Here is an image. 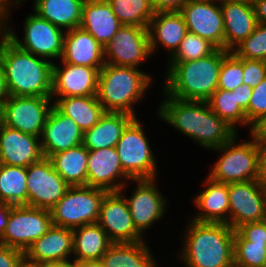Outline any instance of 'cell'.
Segmentation results:
<instances>
[{
    "mask_svg": "<svg viewBox=\"0 0 266 267\" xmlns=\"http://www.w3.org/2000/svg\"><path fill=\"white\" fill-rule=\"evenodd\" d=\"M229 52L216 49L209 56L197 60L169 62L164 92L180 100L207 102L218 89L222 61Z\"/></svg>",
    "mask_w": 266,
    "mask_h": 267,
    "instance_id": "4",
    "label": "cell"
},
{
    "mask_svg": "<svg viewBox=\"0 0 266 267\" xmlns=\"http://www.w3.org/2000/svg\"><path fill=\"white\" fill-rule=\"evenodd\" d=\"M187 32L186 23L179 11L156 12L148 26L151 53L161 44L170 50L169 57L172 56Z\"/></svg>",
    "mask_w": 266,
    "mask_h": 267,
    "instance_id": "26",
    "label": "cell"
},
{
    "mask_svg": "<svg viewBox=\"0 0 266 267\" xmlns=\"http://www.w3.org/2000/svg\"><path fill=\"white\" fill-rule=\"evenodd\" d=\"M179 12L189 32L208 40L217 49H224V21L220 2L217 5V1L213 0H188Z\"/></svg>",
    "mask_w": 266,
    "mask_h": 267,
    "instance_id": "16",
    "label": "cell"
},
{
    "mask_svg": "<svg viewBox=\"0 0 266 267\" xmlns=\"http://www.w3.org/2000/svg\"><path fill=\"white\" fill-rule=\"evenodd\" d=\"M12 207L13 206L8 203L0 202V239L2 238V235L7 227Z\"/></svg>",
    "mask_w": 266,
    "mask_h": 267,
    "instance_id": "50",
    "label": "cell"
},
{
    "mask_svg": "<svg viewBox=\"0 0 266 267\" xmlns=\"http://www.w3.org/2000/svg\"><path fill=\"white\" fill-rule=\"evenodd\" d=\"M89 150L83 145L57 152L48 157L53 169L69 186L87 185V161Z\"/></svg>",
    "mask_w": 266,
    "mask_h": 267,
    "instance_id": "32",
    "label": "cell"
},
{
    "mask_svg": "<svg viewBox=\"0 0 266 267\" xmlns=\"http://www.w3.org/2000/svg\"><path fill=\"white\" fill-rule=\"evenodd\" d=\"M107 0H86L82 8L80 28L90 33L103 47L121 28Z\"/></svg>",
    "mask_w": 266,
    "mask_h": 267,
    "instance_id": "25",
    "label": "cell"
},
{
    "mask_svg": "<svg viewBox=\"0 0 266 267\" xmlns=\"http://www.w3.org/2000/svg\"><path fill=\"white\" fill-rule=\"evenodd\" d=\"M250 132L256 140L266 139V114L252 126Z\"/></svg>",
    "mask_w": 266,
    "mask_h": 267,
    "instance_id": "49",
    "label": "cell"
},
{
    "mask_svg": "<svg viewBox=\"0 0 266 267\" xmlns=\"http://www.w3.org/2000/svg\"><path fill=\"white\" fill-rule=\"evenodd\" d=\"M18 267H34L25 260Z\"/></svg>",
    "mask_w": 266,
    "mask_h": 267,
    "instance_id": "55",
    "label": "cell"
},
{
    "mask_svg": "<svg viewBox=\"0 0 266 267\" xmlns=\"http://www.w3.org/2000/svg\"><path fill=\"white\" fill-rule=\"evenodd\" d=\"M148 28L122 25L104 46L105 64L137 68L150 56Z\"/></svg>",
    "mask_w": 266,
    "mask_h": 267,
    "instance_id": "12",
    "label": "cell"
},
{
    "mask_svg": "<svg viewBox=\"0 0 266 267\" xmlns=\"http://www.w3.org/2000/svg\"><path fill=\"white\" fill-rule=\"evenodd\" d=\"M121 178L120 180H118ZM132 180L122 168L115 147L89 151L87 161V186L119 191L126 186L125 180ZM120 181V182H119Z\"/></svg>",
    "mask_w": 266,
    "mask_h": 267,
    "instance_id": "19",
    "label": "cell"
},
{
    "mask_svg": "<svg viewBox=\"0 0 266 267\" xmlns=\"http://www.w3.org/2000/svg\"><path fill=\"white\" fill-rule=\"evenodd\" d=\"M134 118L126 113L105 112L91 129L83 132L82 144L89 151L116 147L124 129Z\"/></svg>",
    "mask_w": 266,
    "mask_h": 267,
    "instance_id": "28",
    "label": "cell"
},
{
    "mask_svg": "<svg viewBox=\"0 0 266 267\" xmlns=\"http://www.w3.org/2000/svg\"><path fill=\"white\" fill-rule=\"evenodd\" d=\"M188 0H150L153 10L156 12L180 11Z\"/></svg>",
    "mask_w": 266,
    "mask_h": 267,
    "instance_id": "45",
    "label": "cell"
},
{
    "mask_svg": "<svg viewBox=\"0 0 266 267\" xmlns=\"http://www.w3.org/2000/svg\"><path fill=\"white\" fill-rule=\"evenodd\" d=\"M236 231L250 242L265 243L266 219L259 222L246 223L239 226Z\"/></svg>",
    "mask_w": 266,
    "mask_h": 267,
    "instance_id": "43",
    "label": "cell"
},
{
    "mask_svg": "<svg viewBox=\"0 0 266 267\" xmlns=\"http://www.w3.org/2000/svg\"><path fill=\"white\" fill-rule=\"evenodd\" d=\"M243 58L230 51L222 61L218 78V89L232 91L243 84Z\"/></svg>",
    "mask_w": 266,
    "mask_h": 267,
    "instance_id": "40",
    "label": "cell"
},
{
    "mask_svg": "<svg viewBox=\"0 0 266 267\" xmlns=\"http://www.w3.org/2000/svg\"><path fill=\"white\" fill-rule=\"evenodd\" d=\"M53 106L71 118L82 132L91 129L106 112L96 96L56 98Z\"/></svg>",
    "mask_w": 266,
    "mask_h": 267,
    "instance_id": "31",
    "label": "cell"
},
{
    "mask_svg": "<svg viewBox=\"0 0 266 267\" xmlns=\"http://www.w3.org/2000/svg\"><path fill=\"white\" fill-rule=\"evenodd\" d=\"M123 171L132 179H155L157 166L142 124L135 117L116 144Z\"/></svg>",
    "mask_w": 266,
    "mask_h": 267,
    "instance_id": "8",
    "label": "cell"
},
{
    "mask_svg": "<svg viewBox=\"0 0 266 267\" xmlns=\"http://www.w3.org/2000/svg\"><path fill=\"white\" fill-rule=\"evenodd\" d=\"M28 206L50 210L65 194L69 185L43 157L27 167Z\"/></svg>",
    "mask_w": 266,
    "mask_h": 267,
    "instance_id": "14",
    "label": "cell"
},
{
    "mask_svg": "<svg viewBox=\"0 0 266 267\" xmlns=\"http://www.w3.org/2000/svg\"><path fill=\"white\" fill-rule=\"evenodd\" d=\"M245 113L251 131L252 126L266 114V78L253 88Z\"/></svg>",
    "mask_w": 266,
    "mask_h": 267,
    "instance_id": "41",
    "label": "cell"
},
{
    "mask_svg": "<svg viewBox=\"0 0 266 267\" xmlns=\"http://www.w3.org/2000/svg\"><path fill=\"white\" fill-rule=\"evenodd\" d=\"M156 179L132 180L137 183L132 196L125 198L133 224L141 234L159 220L167 211V198L163 197L155 184ZM157 187V188H156Z\"/></svg>",
    "mask_w": 266,
    "mask_h": 267,
    "instance_id": "17",
    "label": "cell"
},
{
    "mask_svg": "<svg viewBox=\"0 0 266 267\" xmlns=\"http://www.w3.org/2000/svg\"><path fill=\"white\" fill-rule=\"evenodd\" d=\"M73 255V229L52 225L24 253V260L34 267L69 261Z\"/></svg>",
    "mask_w": 266,
    "mask_h": 267,
    "instance_id": "20",
    "label": "cell"
},
{
    "mask_svg": "<svg viewBox=\"0 0 266 267\" xmlns=\"http://www.w3.org/2000/svg\"><path fill=\"white\" fill-rule=\"evenodd\" d=\"M122 25L148 28L154 17L150 0H107Z\"/></svg>",
    "mask_w": 266,
    "mask_h": 267,
    "instance_id": "35",
    "label": "cell"
},
{
    "mask_svg": "<svg viewBox=\"0 0 266 267\" xmlns=\"http://www.w3.org/2000/svg\"><path fill=\"white\" fill-rule=\"evenodd\" d=\"M2 32V21L0 20V33Z\"/></svg>",
    "mask_w": 266,
    "mask_h": 267,
    "instance_id": "57",
    "label": "cell"
},
{
    "mask_svg": "<svg viewBox=\"0 0 266 267\" xmlns=\"http://www.w3.org/2000/svg\"><path fill=\"white\" fill-rule=\"evenodd\" d=\"M145 241L113 243L101 257L102 267H157Z\"/></svg>",
    "mask_w": 266,
    "mask_h": 267,
    "instance_id": "33",
    "label": "cell"
},
{
    "mask_svg": "<svg viewBox=\"0 0 266 267\" xmlns=\"http://www.w3.org/2000/svg\"><path fill=\"white\" fill-rule=\"evenodd\" d=\"M76 267H102L99 262H76Z\"/></svg>",
    "mask_w": 266,
    "mask_h": 267,
    "instance_id": "54",
    "label": "cell"
},
{
    "mask_svg": "<svg viewBox=\"0 0 266 267\" xmlns=\"http://www.w3.org/2000/svg\"><path fill=\"white\" fill-rule=\"evenodd\" d=\"M220 6L224 21V49L232 51L256 28L254 7L249 0H222Z\"/></svg>",
    "mask_w": 266,
    "mask_h": 267,
    "instance_id": "22",
    "label": "cell"
},
{
    "mask_svg": "<svg viewBox=\"0 0 266 267\" xmlns=\"http://www.w3.org/2000/svg\"><path fill=\"white\" fill-rule=\"evenodd\" d=\"M237 137L213 149L223 152L208 177L225 184L259 179L257 140L252 136V141L236 144Z\"/></svg>",
    "mask_w": 266,
    "mask_h": 267,
    "instance_id": "7",
    "label": "cell"
},
{
    "mask_svg": "<svg viewBox=\"0 0 266 267\" xmlns=\"http://www.w3.org/2000/svg\"><path fill=\"white\" fill-rule=\"evenodd\" d=\"M23 261L21 250L0 244V267H18Z\"/></svg>",
    "mask_w": 266,
    "mask_h": 267,
    "instance_id": "44",
    "label": "cell"
},
{
    "mask_svg": "<svg viewBox=\"0 0 266 267\" xmlns=\"http://www.w3.org/2000/svg\"><path fill=\"white\" fill-rule=\"evenodd\" d=\"M40 137L0 125V163L27 168L43 158Z\"/></svg>",
    "mask_w": 266,
    "mask_h": 267,
    "instance_id": "21",
    "label": "cell"
},
{
    "mask_svg": "<svg viewBox=\"0 0 266 267\" xmlns=\"http://www.w3.org/2000/svg\"><path fill=\"white\" fill-rule=\"evenodd\" d=\"M253 88L247 84H242L238 86L236 89L232 90L231 92H235V98L237 104L246 111L251 99Z\"/></svg>",
    "mask_w": 266,
    "mask_h": 267,
    "instance_id": "46",
    "label": "cell"
},
{
    "mask_svg": "<svg viewBox=\"0 0 266 267\" xmlns=\"http://www.w3.org/2000/svg\"><path fill=\"white\" fill-rule=\"evenodd\" d=\"M113 242L96 222L73 229L75 262H99Z\"/></svg>",
    "mask_w": 266,
    "mask_h": 267,
    "instance_id": "29",
    "label": "cell"
},
{
    "mask_svg": "<svg viewBox=\"0 0 266 267\" xmlns=\"http://www.w3.org/2000/svg\"><path fill=\"white\" fill-rule=\"evenodd\" d=\"M204 184L207 185L206 189L194 198L195 206L200 212L192 220L229 225L228 184L215 181L208 176Z\"/></svg>",
    "mask_w": 266,
    "mask_h": 267,
    "instance_id": "27",
    "label": "cell"
},
{
    "mask_svg": "<svg viewBox=\"0 0 266 267\" xmlns=\"http://www.w3.org/2000/svg\"><path fill=\"white\" fill-rule=\"evenodd\" d=\"M263 186H264V189H265V194H266V184H263Z\"/></svg>",
    "mask_w": 266,
    "mask_h": 267,
    "instance_id": "58",
    "label": "cell"
},
{
    "mask_svg": "<svg viewBox=\"0 0 266 267\" xmlns=\"http://www.w3.org/2000/svg\"><path fill=\"white\" fill-rule=\"evenodd\" d=\"M49 210L28 205L13 206L0 244L21 250L43 236L52 226Z\"/></svg>",
    "mask_w": 266,
    "mask_h": 267,
    "instance_id": "10",
    "label": "cell"
},
{
    "mask_svg": "<svg viewBox=\"0 0 266 267\" xmlns=\"http://www.w3.org/2000/svg\"><path fill=\"white\" fill-rule=\"evenodd\" d=\"M7 24L2 22V32L20 49L47 60L61 58L65 34L61 28L33 13L25 19L24 38L20 41Z\"/></svg>",
    "mask_w": 266,
    "mask_h": 267,
    "instance_id": "9",
    "label": "cell"
},
{
    "mask_svg": "<svg viewBox=\"0 0 266 267\" xmlns=\"http://www.w3.org/2000/svg\"><path fill=\"white\" fill-rule=\"evenodd\" d=\"M61 63V68L54 63L52 66V97L97 95L101 68Z\"/></svg>",
    "mask_w": 266,
    "mask_h": 267,
    "instance_id": "18",
    "label": "cell"
},
{
    "mask_svg": "<svg viewBox=\"0 0 266 267\" xmlns=\"http://www.w3.org/2000/svg\"><path fill=\"white\" fill-rule=\"evenodd\" d=\"M216 49L208 40L188 31L177 51L169 57V61L187 62L197 60L209 56Z\"/></svg>",
    "mask_w": 266,
    "mask_h": 267,
    "instance_id": "38",
    "label": "cell"
},
{
    "mask_svg": "<svg viewBox=\"0 0 266 267\" xmlns=\"http://www.w3.org/2000/svg\"><path fill=\"white\" fill-rule=\"evenodd\" d=\"M257 24L266 25V0H253L252 1Z\"/></svg>",
    "mask_w": 266,
    "mask_h": 267,
    "instance_id": "48",
    "label": "cell"
},
{
    "mask_svg": "<svg viewBox=\"0 0 266 267\" xmlns=\"http://www.w3.org/2000/svg\"><path fill=\"white\" fill-rule=\"evenodd\" d=\"M27 168L0 163V202L28 205Z\"/></svg>",
    "mask_w": 266,
    "mask_h": 267,
    "instance_id": "34",
    "label": "cell"
},
{
    "mask_svg": "<svg viewBox=\"0 0 266 267\" xmlns=\"http://www.w3.org/2000/svg\"><path fill=\"white\" fill-rule=\"evenodd\" d=\"M61 62L102 68L105 65L104 47L87 31L80 27L64 34Z\"/></svg>",
    "mask_w": 266,
    "mask_h": 267,
    "instance_id": "24",
    "label": "cell"
},
{
    "mask_svg": "<svg viewBox=\"0 0 266 267\" xmlns=\"http://www.w3.org/2000/svg\"><path fill=\"white\" fill-rule=\"evenodd\" d=\"M229 226H239L266 219V194L258 180L229 183Z\"/></svg>",
    "mask_w": 266,
    "mask_h": 267,
    "instance_id": "13",
    "label": "cell"
},
{
    "mask_svg": "<svg viewBox=\"0 0 266 267\" xmlns=\"http://www.w3.org/2000/svg\"><path fill=\"white\" fill-rule=\"evenodd\" d=\"M159 105L158 116L204 148H219L238 133L214 113L208 102L185 101L168 96Z\"/></svg>",
    "mask_w": 266,
    "mask_h": 267,
    "instance_id": "1",
    "label": "cell"
},
{
    "mask_svg": "<svg viewBox=\"0 0 266 267\" xmlns=\"http://www.w3.org/2000/svg\"><path fill=\"white\" fill-rule=\"evenodd\" d=\"M43 156L68 150L83 142V132L69 117L52 107L40 138Z\"/></svg>",
    "mask_w": 266,
    "mask_h": 267,
    "instance_id": "23",
    "label": "cell"
},
{
    "mask_svg": "<svg viewBox=\"0 0 266 267\" xmlns=\"http://www.w3.org/2000/svg\"><path fill=\"white\" fill-rule=\"evenodd\" d=\"M0 39V61L9 96L52 97V61L20 49L3 32Z\"/></svg>",
    "mask_w": 266,
    "mask_h": 267,
    "instance_id": "2",
    "label": "cell"
},
{
    "mask_svg": "<svg viewBox=\"0 0 266 267\" xmlns=\"http://www.w3.org/2000/svg\"><path fill=\"white\" fill-rule=\"evenodd\" d=\"M38 267H76V262L69 260L64 262L47 263Z\"/></svg>",
    "mask_w": 266,
    "mask_h": 267,
    "instance_id": "53",
    "label": "cell"
},
{
    "mask_svg": "<svg viewBox=\"0 0 266 267\" xmlns=\"http://www.w3.org/2000/svg\"><path fill=\"white\" fill-rule=\"evenodd\" d=\"M211 110L236 132V125L249 126L245 111L237 104L235 92L217 89L207 101ZM236 124V125H235Z\"/></svg>",
    "mask_w": 266,
    "mask_h": 267,
    "instance_id": "36",
    "label": "cell"
},
{
    "mask_svg": "<svg viewBox=\"0 0 266 267\" xmlns=\"http://www.w3.org/2000/svg\"><path fill=\"white\" fill-rule=\"evenodd\" d=\"M179 257L186 267H234V232L226 223L191 221Z\"/></svg>",
    "mask_w": 266,
    "mask_h": 267,
    "instance_id": "3",
    "label": "cell"
},
{
    "mask_svg": "<svg viewBox=\"0 0 266 267\" xmlns=\"http://www.w3.org/2000/svg\"><path fill=\"white\" fill-rule=\"evenodd\" d=\"M2 124V107H0V125Z\"/></svg>",
    "mask_w": 266,
    "mask_h": 267,
    "instance_id": "56",
    "label": "cell"
},
{
    "mask_svg": "<svg viewBox=\"0 0 266 267\" xmlns=\"http://www.w3.org/2000/svg\"><path fill=\"white\" fill-rule=\"evenodd\" d=\"M243 84L254 88L266 78V61L243 59Z\"/></svg>",
    "mask_w": 266,
    "mask_h": 267,
    "instance_id": "42",
    "label": "cell"
},
{
    "mask_svg": "<svg viewBox=\"0 0 266 267\" xmlns=\"http://www.w3.org/2000/svg\"><path fill=\"white\" fill-rule=\"evenodd\" d=\"M11 1L13 0H0V20L2 22L8 21L7 19L9 18V13H10L9 10L13 5Z\"/></svg>",
    "mask_w": 266,
    "mask_h": 267,
    "instance_id": "52",
    "label": "cell"
},
{
    "mask_svg": "<svg viewBox=\"0 0 266 267\" xmlns=\"http://www.w3.org/2000/svg\"><path fill=\"white\" fill-rule=\"evenodd\" d=\"M259 180L266 184V139L257 140Z\"/></svg>",
    "mask_w": 266,
    "mask_h": 267,
    "instance_id": "47",
    "label": "cell"
},
{
    "mask_svg": "<svg viewBox=\"0 0 266 267\" xmlns=\"http://www.w3.org/2000/svg\"><path fill=\"white\" fill-rule=\"evenodd\" d=\"M232 52L238 58L266 61V25L257 24L254 31Z\"/></svg>",
    "mask_w": 266,
    "mask_h": 267,
    "instance_id": "39",
    "label": "cell"
},
{
    "mask_svg": "<svg viewBox=\"0 0 266 267\" xmlns=\"http://www.w3.org/2000/svg\"><path fill=\"white\" fill-rule=\"evenodd\" d=\"M265 243L246 241L234 232V267H266Z\"/></svg>",
    "mask_w": 266,
    "mask_h": 267,
    "instance_id": "37",
    "label": "cell"
},
{
    "mask_svg": "<svg viewBox=\"0 0 266 267\" xmlns=\"http://www.w3.org/2000/svg\"><path fill=\"white\" fill-rule=\"evenodd\" d=\"M8 98H9V93H8L7 86H6L3 66L0 61V107L3 106V104Z\"/></svg>",
    "mask_w": 266,
    "mask_h": 267,
    "instance_id": "51",
    "label": "cell"
},
{
    "mask_svg": "<svg viewBox=\"0 0 266 267\" xmlns=\"http://www.w3.org/2000/svg\"><path fill=\"white\" fill-rule=\"evenodd\" d=\"M152 77L134 67L105 64L99 73L97 98L106 112L136 117L133 104L142 99Z\"/></svg>",
    "mask_w": 266,
    "mask_h": 267,
    "instance_id": "5",
    "label": "cell"
},
{
    "mask_svg": "<svg viewBox=\"0 0 266 267\" xmlns=\"http://www.w3.org/2000/svg\"><path fill=\"white\" fill-rule=\"evenodd\" d=\"M51 100L52 97L9 96L2 106V124L41 138L53 107Z\"/></svg>",
    "mask_w": 266,
    "mask_h": 267,
    "instance_id": "11",
    "label": "cell"
},
{
    "mask_svg": "<svg viewBox=\"0 0 266 267\" xmlns=\"http://www.w3.org/2000/svg\"><path fill=\"white\" fill-rule=\"evenodd\" d=\"M108 191L91 186H69L64 196L49 210L52 224L75 229L96 223Z\"/></svg>",
    "mask_w": 266,
    "mask_h": 267,
    "instance_id": "6",
    "label": "cell"
},
{
    "mask_svg": "<svg viewBox=\"0 0 266 267\" xmlns=\"http://www.w3.org/2000/svg\"><path fill=\"white\" fill-rule=\"evenodd\" d=\"M21 1L23 0H13V4L19 5ZM84 2V0H35L34 12L55 26L68 31L80 26Z\"/></svg>",
    "mask_w": 266,
    "mask_h": 267,
    "instance_id": "30",
    "label": "cell"
},
{
    "mask_svg": "<svg viewBox=\"0 0 266 267\" xmlns=\"http://www.w3.org/2000/svg\"><path fill=\"white\" fill-rule=\"evenodd\" d=\"M123 189L107 192L102 200L97 223L113 243H138L144 241L135 228ZM122 194V195H121Z\"/></svg>",
    "mask_w": 266,
    "mask_h": 267,
    "instance_id": "15",
    "label": "cell"
}]
</instances>
